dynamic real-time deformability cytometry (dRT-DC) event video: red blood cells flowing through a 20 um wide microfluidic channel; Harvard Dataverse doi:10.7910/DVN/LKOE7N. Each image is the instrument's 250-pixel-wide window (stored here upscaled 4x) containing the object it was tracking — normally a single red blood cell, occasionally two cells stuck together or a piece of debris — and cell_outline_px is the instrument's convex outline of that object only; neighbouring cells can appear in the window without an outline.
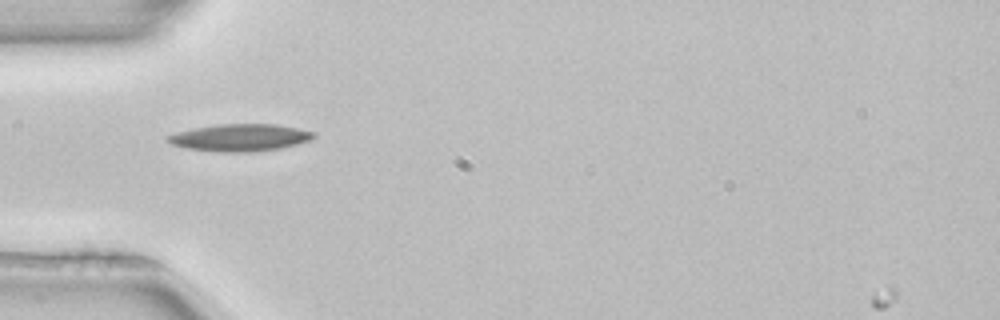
{"species": "common noctule bat (a hibernating species)", "species_latin": "Nyctalus noctula", "temperature_condition": "room temperature", "stored_images_in_passage": 36, "camera_frame_rate_fps": 3000, "um_per_image_px": 0.085, "animal": {"sex": "female", "body_mass_g": 22.7, "forearm_length_mm": 54.2}, "frame": {"image": 1, "passage_image": 1, "time_ms": 0.0, "image_size_px": [1000, 320], "cell_outline_px": [[316, 136], [308, 140], [296, 144], [280, 148], [252, 152], [216, 152], [188, 148], [172, 144], [164, 140], [168, 136], [176, 132], [216, 124], [276, 124], [316, 132]], "centroid_in_image_um": [20.39, 11.69], "position_along_channel_um": 64.6, "area_um2": 23.0}}
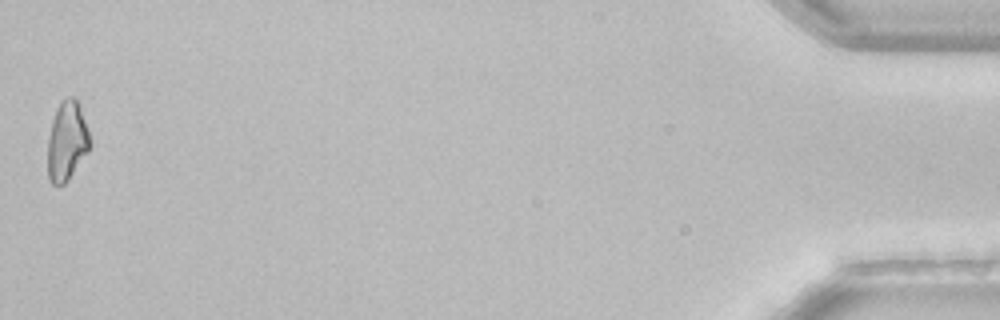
{"frame": {"image": 2, "passage_image": 36, "time_ms": 11.667, "image_size_px": [1000, 320], "cell_outline_px": [[88, 152], [68, 180], [64, 184], [52, 184], [48, 180], [48, 136], [52, 120], [56, 108], [60, 100], [68, 96], [72, 96], [80, 104], [88, 128]], "centroid_in_image_um": [5.67, 11.96], "position_along_channel_um": 429.5, "area_um2": 19.54}, "authors_computed_cell_mechanics": {"area_um2": 20.0855, "velocity_mm_per_s": 3.9829, "shape_relaxation_time_tau1_ms": 4.1389, "shape_relaxation_time_tau2_ms": null, "deformation_change_tau1": 0.1364, "deformation_change_tau2": null}}